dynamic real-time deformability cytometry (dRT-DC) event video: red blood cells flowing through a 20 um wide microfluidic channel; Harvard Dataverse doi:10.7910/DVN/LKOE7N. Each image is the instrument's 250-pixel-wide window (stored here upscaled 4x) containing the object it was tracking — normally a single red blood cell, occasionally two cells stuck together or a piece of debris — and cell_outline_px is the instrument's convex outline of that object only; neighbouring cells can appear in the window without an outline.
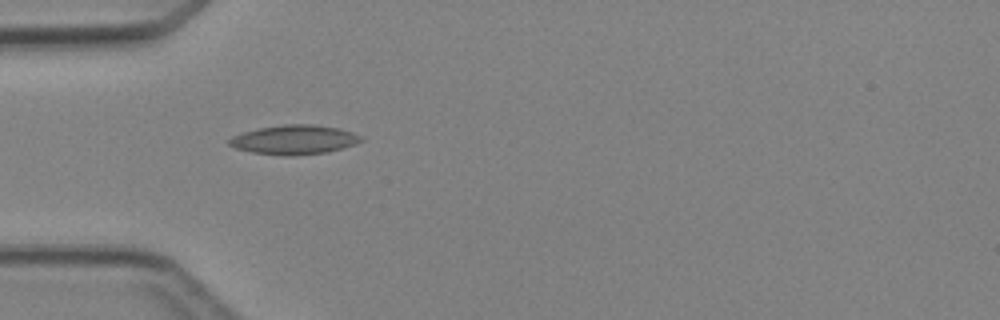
{"species": "Egyptian fruit bat (a non-hibernating species)", "species_latin": "Rousettus aegyptiacus", "temperature_condition": "cold", "stored_images_in_passage": 5, "camera_frame_rate_fps": 3000, "um_per_image_px": 0.085, "animal": {"sex": "female"}, "frame": {"image": 1, "passage_image": 4, "time_ms": 3.667, "image_size_px": [1000, 320], "cell_outline_px": [[364, 140], [356, 144], [328, 152], [292, 156], [284, 156], [252, 152], [236, 148], [228, 144], [228, 140], [232, 136], [244, 132], [260, 128], [284, 124], [312, 124], [340, 128], [364, 136]], "centroid_in_image_um": [25.06, 11.88], "position_along_channel_um": 59.9, "area_um2": 22.66}}
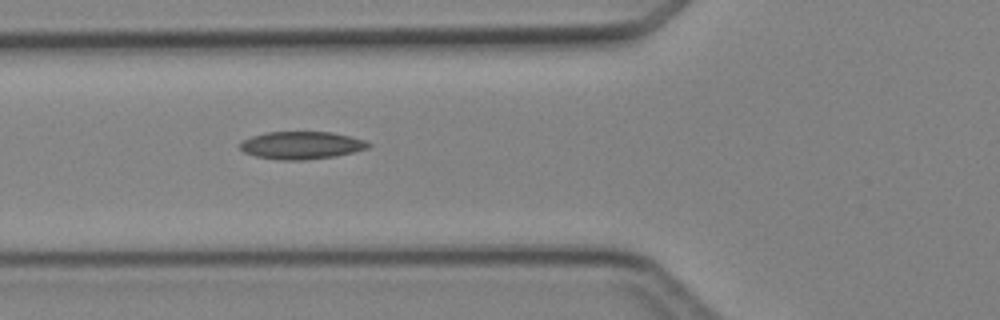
{"frame": {"image": 2, "passage_image": 5, "time_ms": 4.667, "image_size_px": [1000, 320], "cell_outline_px": [[372, 144], [368, 148], [336, 156], [304, 160], [280, 160], [256, 156], [244, 152], [240, 148], [240, 144], [244, 140], [252, 136], [264, 132], [332, 132], [364, 140]], "centroid_in_image_um": [25.62, 12.35], "position_along_channel_um": 100.2, "area_um2": 20.52}}